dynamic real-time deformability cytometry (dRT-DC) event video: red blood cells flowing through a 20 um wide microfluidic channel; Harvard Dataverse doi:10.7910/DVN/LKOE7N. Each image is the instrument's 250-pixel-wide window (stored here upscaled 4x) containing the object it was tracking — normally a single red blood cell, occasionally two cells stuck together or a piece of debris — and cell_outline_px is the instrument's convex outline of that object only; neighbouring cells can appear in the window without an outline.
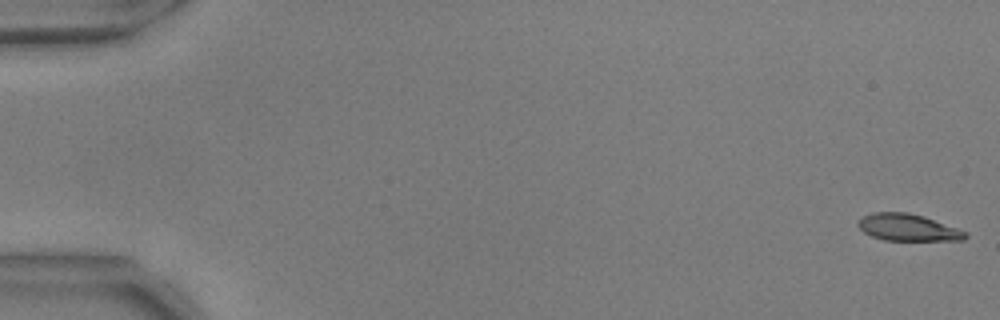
{"species": "common noctule bat (a hibernating species)", "species_latin": "Nyctalus noctula", "temperature_condition": "warm", "stored_images_in_passage": 55, "camera_frame_rate_fps": 3000, "um_per_image_px": 0.085, "animal": {"sex": "male", "body_mass_g": 17.9, "forearm_length_mm": 54.2}, "frame": {"image": 1, "passage_image": 1, "time_ms": 0.0, "image_size_px": [1000, 320], "cell_outline_px": [[968, 236], [964, 240], [884, 240], [872, 236], [864, 232], [856, 224], [864, 216], [872, 212], [908, 212], [924, 216], [968, 232]], "centroid_in_image_um": [77.19, 19.33], "position_along_channel_um": 7.8, "area_um2": 16.76}}
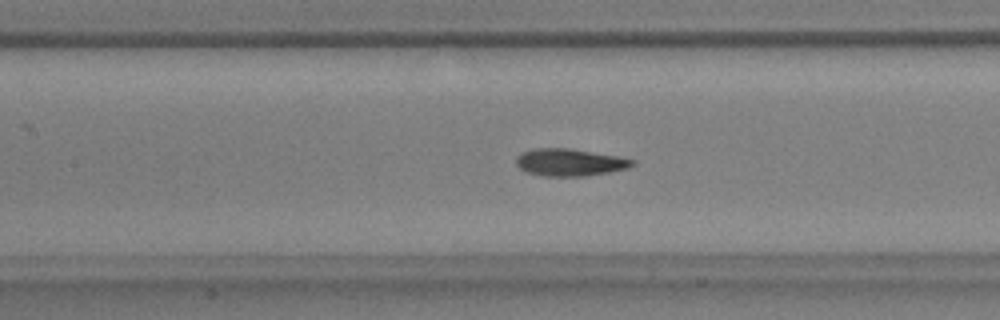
{"frame": {"image": 2, "passage_image": 26, "time_ms": 8.333, "image_size_px": [1000, 320], "cell_outline_px": [[636, 164], [628, 168], [608, 172], [584, 176], [544, 176], [524, 172], [516, 164], [516, 156], [520, 152], [532, 148], [568, 148], [620, 156], [636, 160]], "centroid_in_image_um": [48.41, 13.79], "position_along_channel_um": 159.0, "area_um2": 18.73}}
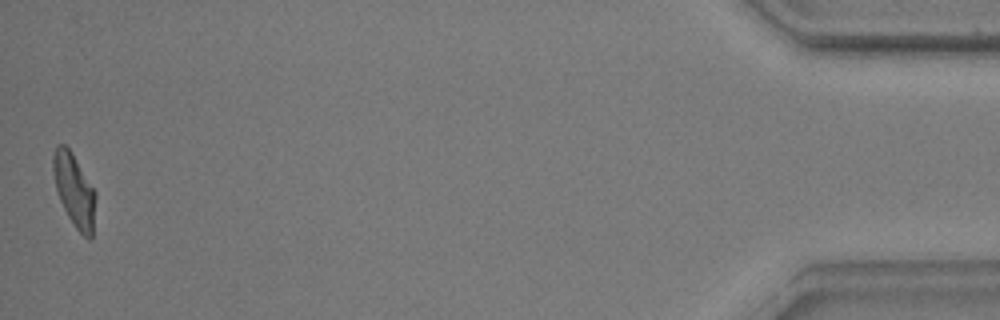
{"frame": {"image": 3, "passage_image": 55, "time_ms": 18.0, "image_size_px": [1000, 320], "cell_outline_px": [[96, 196], [92, 236], [88, 240], [76, 228], [68, 216], [60, 200], [56, 188], [52, 172], [52, 156], [56, 144], [64, 144], [68, 148], [96, 192]], "centroid_in_image_um": [6.29, 16.16], "position_along_channel_um": 428.9, "area_um2": 17.8}, "authors_computed_cell_mechanics": {"area_um2": 18.0336, "velocity_mm_per_s": 3.6853, "shape_relaxation_time_tau1_ms": 3.5982, "shape_relaxation_time_tau2_ms": 1.5624, "deformation_change_tau1": 0.1656, "deformation_change_tau2": 0.0772}}